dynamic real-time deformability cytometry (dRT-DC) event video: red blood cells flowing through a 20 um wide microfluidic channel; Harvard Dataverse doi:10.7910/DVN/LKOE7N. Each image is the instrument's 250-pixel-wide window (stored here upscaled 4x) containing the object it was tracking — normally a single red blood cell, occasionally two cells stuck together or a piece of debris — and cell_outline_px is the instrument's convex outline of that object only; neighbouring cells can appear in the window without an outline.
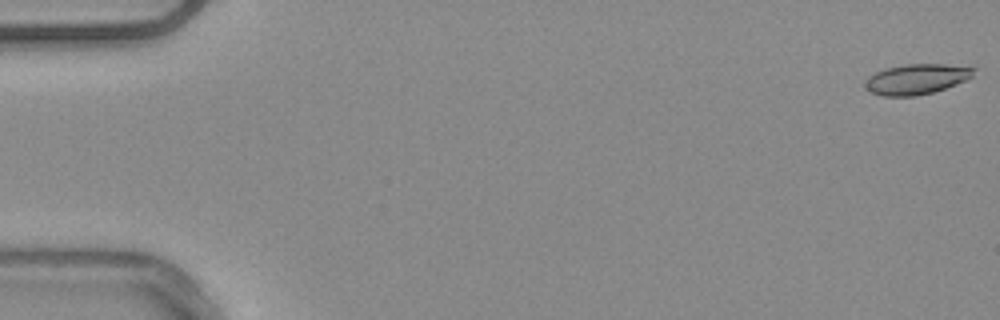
{"species": "common noctule bat (a hibernating species)", "species_latin": "Nyctalus noctula", "temperature_condition": "warm", "stored_images_in_passage": 54, "camera_frame_rate_fps": 3000, "um_per_image_px": 0.085, "animal": {"sex": "male", "body_mass_g": 20.4}, "frame": {"image": 1, "passage_image": 1, "time_ms": 0.0, "image_size_px": [1000, 320], "cell_outline_px": [[976, 68], [972, 76], [956, 84], [932, 92], [916, 96], [884, 96], [872, 92], [864, 84], [864, 80], [868, 76], [884, 68], [904, 64], [944, 64]], "centroid_in_image_um": [77.87, 6.71], "position_along_channel_um": 7.1, "area_um2": 19.02}}
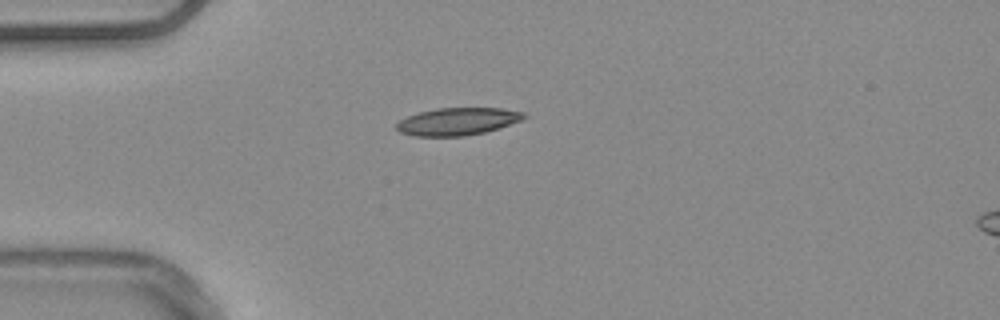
{"frame": {"image": 2, "passage_image": 15, "time_ms": 4.667, "image_size_px": [1000, 320], "cell_outline_px": [[528, 116], [520, 120], [484, 132], [464, 136], [412, 136], [400, 132], [396, 128], [396, 124], [400, 120], [408, 116], [420, 112], [436, 108], [500, 108], [524, 112]], "centroid_in_image_um": [38.86, 10.32], "position_along_channel_um": 46.1, "area_um2": 20.17}}
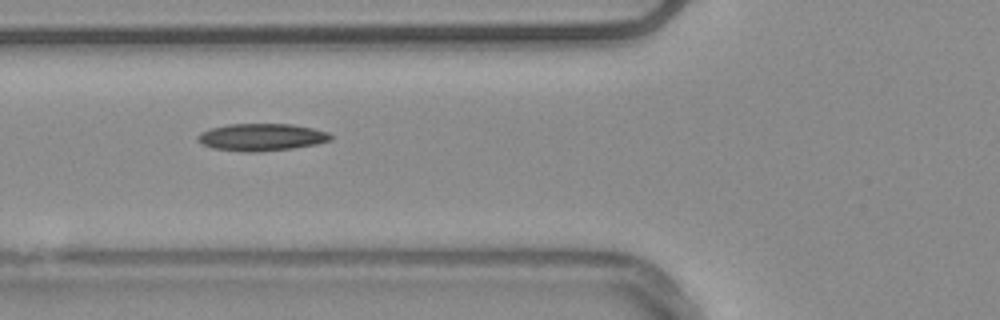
{"frame": {"image": 3, "passage_image": 21, "time_ms": 6.667, "image_size_px": [1000, 320], "cell_outline_px": [[332, 140], [316, 144], [292, 148], [256, 152], [244, 152], [212, 148], [200, 144], [196, 140], [196, 136], [200, 132], [212, 128], [228, 124], [292, 124], [312, 128], [328, 132], [332, 136]], "centroid_in_image_um": [22.19, 11.66], "position_along_channel_um": 103.6, "area_um2": 21.21}, "authors_computed_cell_mechanics": {"area_um2": 19.7098, "velocity_mm_per_s": 3.7869, "shape_relaxation_time_tau1_ms": 5.9145, "shape_relaxation_time_tau2_ms": 10.3212, "deformation_change_tau1": 0.1472, "deformation_change_tau2": 0.2081}}